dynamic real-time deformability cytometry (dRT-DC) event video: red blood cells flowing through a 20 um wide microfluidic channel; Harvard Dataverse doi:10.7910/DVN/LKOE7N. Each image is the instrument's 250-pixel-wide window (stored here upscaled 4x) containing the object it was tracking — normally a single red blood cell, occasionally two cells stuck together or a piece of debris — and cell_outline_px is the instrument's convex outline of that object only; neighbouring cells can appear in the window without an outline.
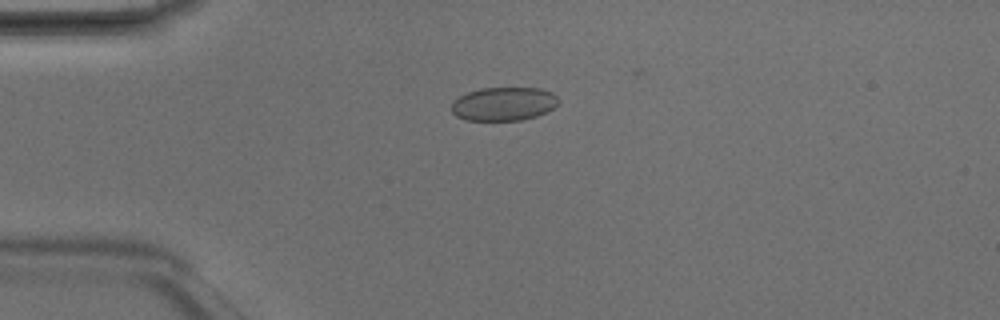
{"species": "Egyptian fruit bat (a non-hibernating species)", "species_latin": "Rousettus aegyptiacus", "temperature_condition": "room temperature", "stored_images_in_passage": 18, "camera_frame_rate_fps": 3000, "um_per_image_px": 0.085, "animal": {"sex": "male"}, "frame": {"image": 1, "passage_image": 12, "time_ms": 3.667, "image_size_px": [1000, 320], "cell_outline_px": [[560, 100], [552, 108], [536, 116], [520, 120], [468, 120], [456, 116], [452, 112], [452, 100], [468, 92], [480, 88], [540, 88], [552, 92]], "centroid_in_image_um": [42.79, 8.82], "position_along_channel_um": 42.2, "area_um2": 20.81}}